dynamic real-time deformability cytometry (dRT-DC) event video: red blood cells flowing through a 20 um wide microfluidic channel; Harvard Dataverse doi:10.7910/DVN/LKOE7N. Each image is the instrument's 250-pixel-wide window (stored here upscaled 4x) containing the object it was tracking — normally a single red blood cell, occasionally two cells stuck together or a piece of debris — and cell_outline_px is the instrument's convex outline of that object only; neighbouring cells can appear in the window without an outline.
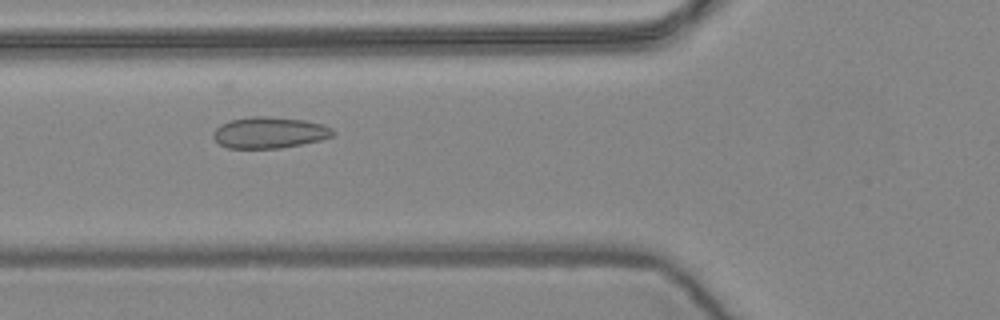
{"species": "common noctule bat (a hibernating species)", "species_latin": "Nyctalus noctula", "temperature_condition": "warm", "stored_images_in_passage": 45, "camera_frame_rate_fps": 3000, "um_per_image_px": 0.085, "animal": {"sex": "female", "body_mass_g": 24.6, "forearm_length_mm": 56.2}, "frame": {"image": 1, "passage_image": 21, "time_ms": 6.667, "image_size_px": [1000, 320], "cell_outline_px": [[336, 132], [332, 136], [320, 140], [280, 148], [228, 148], [220, 144], [212, 136], [212, 132], [220, 124], [232, 120], [252, 116], [268, 116], [304, 120], [320, 124], [332, 128]], "centroid_in_image_um": [22.88, 11.27], "position_along_channel_um": 102.9, "area_um2": 21.68}}
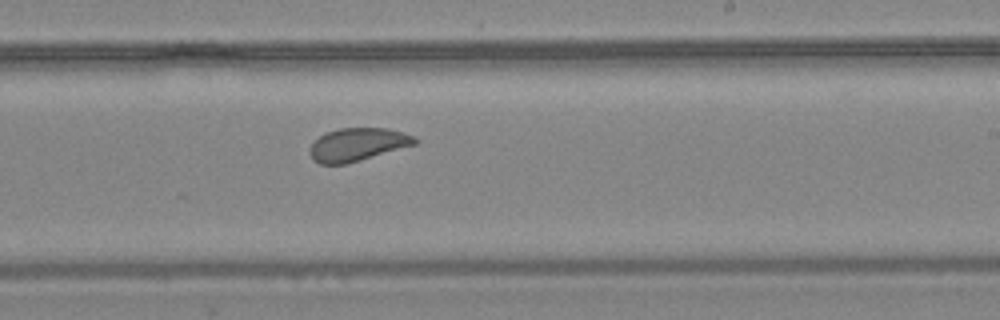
{"frame": {"image": 2, "passage_image": 34, "time_ms": 11.0, "image_size_px": [1000, 320], "cell_outline_px": [[420, 140], [416, 144], [360, 160], [344, 164], [320, 164], [312, 160], [308, 152], [308, 148], [320, 136], [328, 132], [340, 128], [388, 128], [416, 136]], "centroid_in_image_um": [30.4, 12.28], "position_along_channel_um": 258.6, "area_um2": 20.23}}
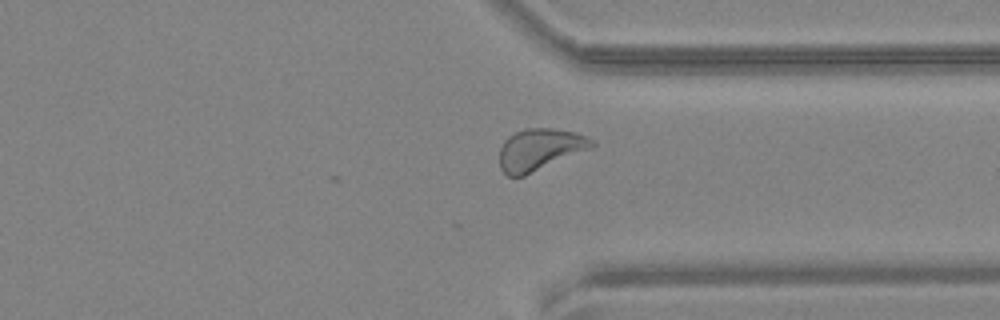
{"frame": {"image": 3, "passage_image": 43, "time_ms": 14.0, "image_size_px": [1000, 320], "cell_outline_px": [[596, 144], [588, 148], [524, 176], [508, 176], [500, 168], [500, 148], [504, 140], [508, 136], [524, 128], [552, 128], [576, 132], [588, 136], [596, 140]], "centroid_in_image_um": [45.86, 12.68], "position_along_channel_um": 365.5, "area_um2": 22.2}, "authors_computed_cell_mechanics": {"area_um2": 21.2126, "velocity_mm_per_s": 3.5925, "shape_relaxation_time_tau1_ms": 5.8479, "shape_relaxation_time_tau2_ms": 1.0546, "deformation_change_tau1": 0.0828, "deformation_change_tau2": 0.0515}}